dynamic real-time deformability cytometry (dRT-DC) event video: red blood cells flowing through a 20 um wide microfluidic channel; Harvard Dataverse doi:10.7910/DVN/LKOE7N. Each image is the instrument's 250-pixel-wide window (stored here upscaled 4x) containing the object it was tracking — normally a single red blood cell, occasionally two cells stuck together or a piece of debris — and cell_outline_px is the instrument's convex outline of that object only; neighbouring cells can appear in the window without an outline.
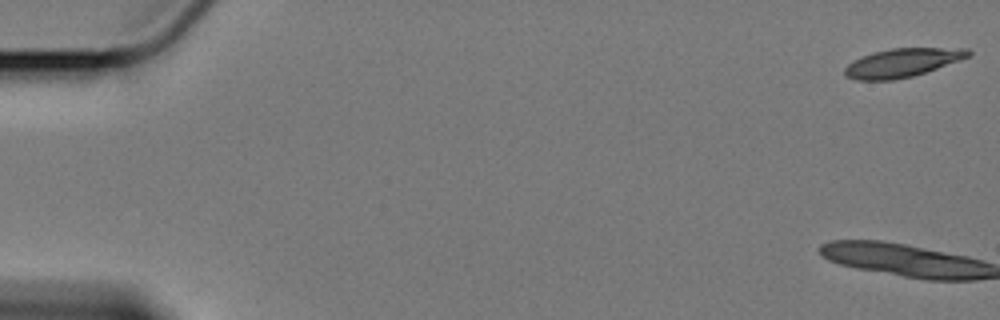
{"species": "Egyptian fruit bat (a non-hibernating species)", "species_latin": "Rousettus aegyptiacus", "temperature_condition": "cold", "stored_images_in_passage": 15, "camera_frame_rate_fps": 3000, "um_per_image_px": 0.085, "animal": {"sex": "female"}, "frame": {"image": 1, "passage_image": 1, "time_ms": 0.0, "image_size_px": [1000, 320], "cell_outline_px": [[972, 52], [968, 56], [960, 60], [912, 76], [892, 80], [856, 80], [844, 76], [844, 68], [848, 64], [872, 52], [892, 48], [968, 48]], "centroid_in_image_um": [76.67, 5.33], "position_along_channel_um": 8.3, "area_um2": 20.35}}